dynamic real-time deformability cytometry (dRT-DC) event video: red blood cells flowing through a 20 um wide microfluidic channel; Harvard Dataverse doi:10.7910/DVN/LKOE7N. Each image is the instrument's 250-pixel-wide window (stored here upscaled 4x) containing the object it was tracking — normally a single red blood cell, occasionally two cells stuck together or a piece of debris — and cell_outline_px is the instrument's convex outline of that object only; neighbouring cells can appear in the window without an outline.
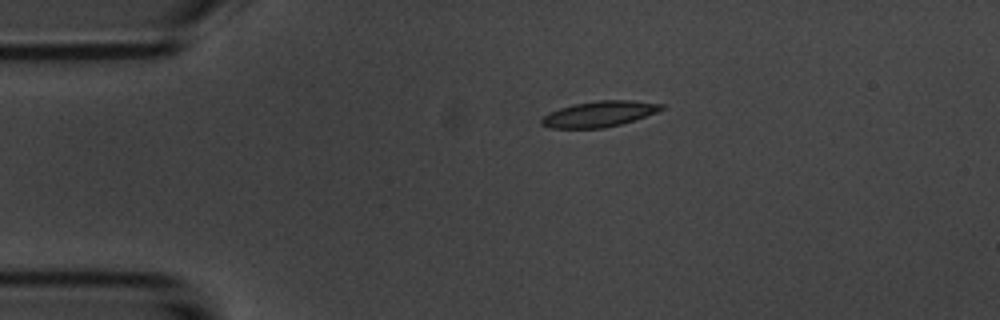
{"species": "common noctule bat (a hibernating species)", "species_latin": "Nyctalus noctula", "temperature_condition": "room temperature", "stored_images_in_passage": 35, "camera_frame_rate_fps": 3000, "um_per_image_px": 0.085, "animal": {"sex": "male", "body_mass_g": 20.1, "forearm_length_mm": 53.5}, "frame": {"image": 1, "passage_image": 1, "time_ms": 0.0, "image_size_px": [1000, 320], "cell_outline_px": [[664, 108], [656, 112], [620, 124], [604, 128], [552, 128], [540, 124], [540, 120], [548, 112], [560, 108], [576, 104], [596, 100], [632, 100], [664, 104]], "centroid_in_image_um": [50.91, 9.68], "position_along_channel_um": 34.1, "area_um2": 17.8}}
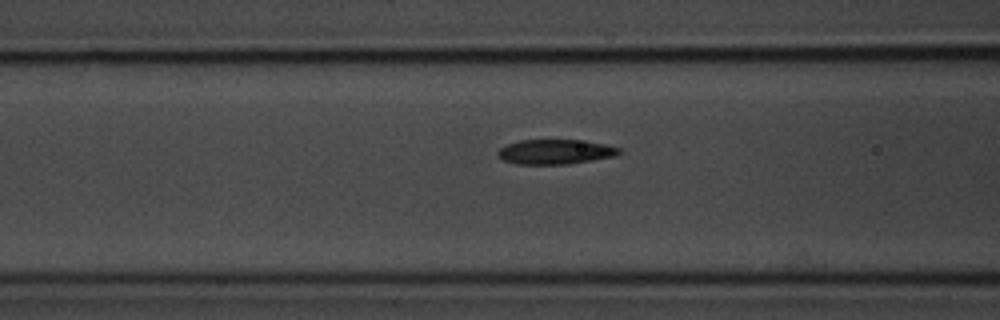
{"frame": {"image": 2, "passage_image": 11, "time_ms": 3.333, "image_size_px": [1000, 320], "cell_outline_px": [[624, 152], [616, 156], [568, 164], [516, 164], [504, 160], [496, 152], [500, 148], [508, 144], [520, 140], [576, 140], [604, 144], [620, 148]], "centroid_in_image_um": [47.23, 12.91], "position_along_channel_um": 119.4, "area_um2": 17.4}}
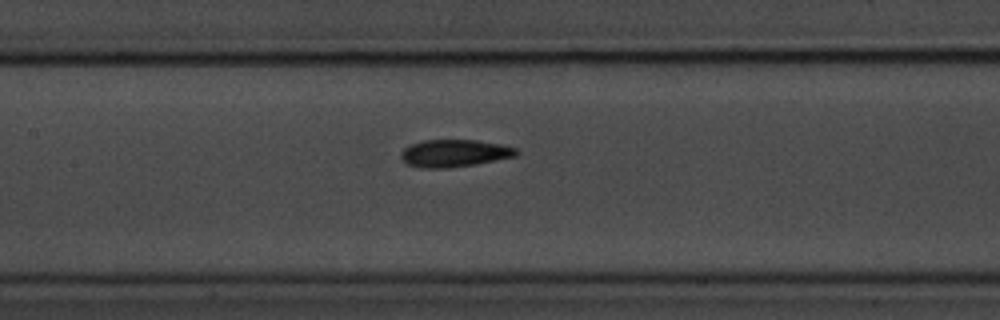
{"frame": {"image": 3, "passage_image": 15, "time_ms": 4.667, "image_size_px": [1000, 320], "cell_outline_px": [[520, 152], [516, 156], [476, 164], [448, 168], [420, 168], [404, 164], [400, 156], [400, 152], [404, 148], [412, 144], [424, 140], [476, 140], [500, 144], [516, 148]], "centroid_in_image_um": [38.59, 13.03], "position_along_channel_um": 168.8, "area_um2": 18.55}, "authors_computed_cell_mechanics": {"area_um2": 17.629, "velocity_mm_per_s": 3.6814, "shape_relaxation_time_tau1_ms": 3.5654, "shape_relaxation_time_tau2_ms": 1.3793, "deformation_change_tau1": 0.1313, "deformation_change_tau2": 0.057}}